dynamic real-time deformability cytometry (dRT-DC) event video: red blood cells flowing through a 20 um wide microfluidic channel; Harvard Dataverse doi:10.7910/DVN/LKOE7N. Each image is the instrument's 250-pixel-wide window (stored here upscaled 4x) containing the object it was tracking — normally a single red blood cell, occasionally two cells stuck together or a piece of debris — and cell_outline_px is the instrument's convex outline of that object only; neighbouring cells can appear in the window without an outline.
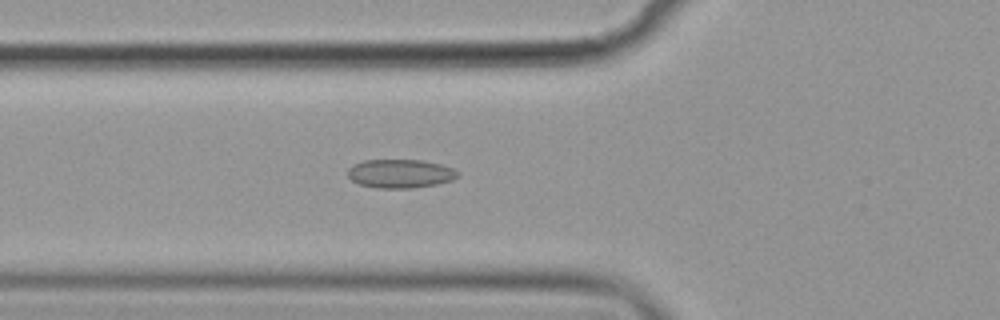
{"species": "common noctule bat (a hibernating species)", "species_latin": "Nyctalus noctula", "temperature_condition": "cold", "stored_images_in_passage": 45, "camera_frame_rate_fps": 3000, "um_per_image_px": 0.085, "animal": {"sex": "female", "body_mass_g": 19.9}, "frame": {"image": 1, "passage_image": 9, "time_ms": 2.667, "image_size_px": [1000, 320], "cell_outline_px": [[460, 176], [452, 180], [436, 184], [408, 188], [376, 188], [360, 184], [352, 180], [348, 176], [348, 168], [364, 160], [420, 160], [440, 164], [452, 168], [460, 172]], "centroid_in_image_um": [34.04, 14.76], "position_along_channel_um": 91.8, "area_um2": 18.26}}
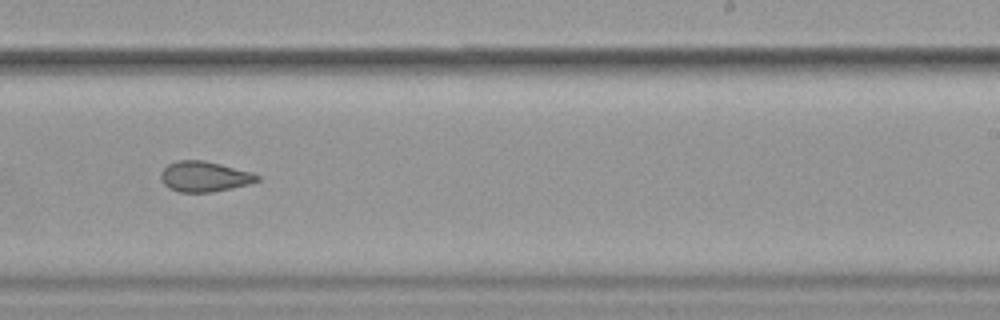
{"frame": {"image": 2, "passage_image": 24, "time_ms": 7.667, "image_size_px": [1000, 320], "cell_outline_px": [[260, 180], [248, 184], [232, 188], [212, 192], [180, 192], [168, 188], [160, 180], [160, 172], [168, 164], [176, 160], [204, 160], [252, 172], [260, 176]], "centroid_in_image_um": [17.35, 15.0], "position_along_channel_um": 271.7, "area_um2": 17.17}}
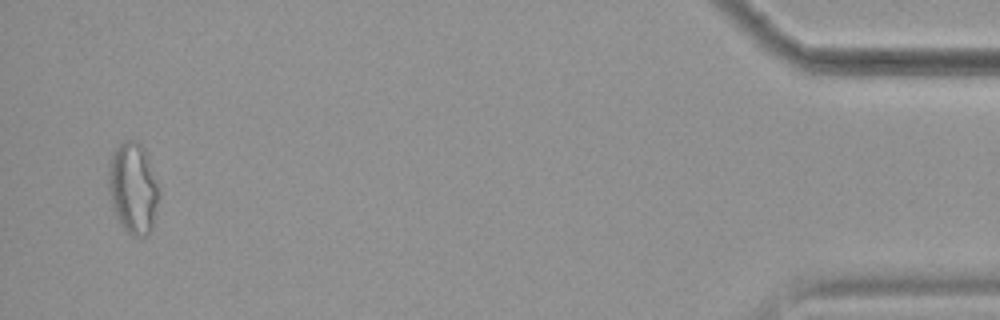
{"frame": {"image": 3, "passage_image": 43, "time_ms": 14.0, "image_size_px": [1000, 320], "cell_outline_px": [[156, 204], [152, 228], [148, 236], [132, 236], [120, 224], [112, 208], [108, 188], [108, 168], [112, 152], [124, 140], [136, 140], [144, 148], [156, 184]], "centroid_in_image_um": [11.25, 16.0], "position_along_channel_um": 424.0, "area_um2": 26.24}, "authors_computed_cell_mechanics": {"area_um2": 18.1492, "velocity_mm_per_s": 3.5987, "shape_relaxation_time_tau1_ms": null, "shape_relaxation_time_tau2_ms": 1.6065, "deformation_change_tau1": null, "deformation_change_tau2": 0.0783}}